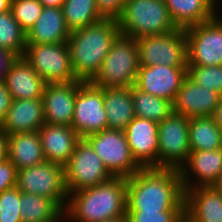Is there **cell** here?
I'll return each instance as SVG.
<instances>
[{
  "label": "cell",
  "mask_w": 222,
  "mask_h": 222,
  "mask_svg": "<svg viewBox=\"0 0 222 222\" xmlns=\"http://www.w3.org/2000/svg\"><path fill=\"white\" fill-rule=\"evenodd\" d=\"M69 198L64 212L69 221L102 222L126 216V178L113 177L103 184L72 192Z\"/></svg>",
  "instance_id": "obj_3"
},
{
  "label": "cell",
  "mask_w": 222,
  "mask_h": 222,
  "mask_svg": "<svg viewBox=\"0 0 222 222\" xmlns=\"http://www.w3.org/2000/svg\"><path fill=\"white\" fill-rule=\"evenodd\" d=\"M185 192L187 222H222V194L213 186H199Z\"/></svg>",
  "instance_id": "obj_20"
},
{
  "label": "cell",
  "mask_w": 222,
  "mask_h": 222,
  "mask_svg": "<svg viewBox=\"0 0 222 222\" xmlns=\"http://www.w3.org/2000/svg\"><path fill=\"white\" fill-rule=\"evenodd\" d=\"M188 164V165H187ZM189 167V169H187ZM188 170L191 175L199 178L197 184L190 182ZM222 171V148L207 151H190L189 157L179 169L184 190L199 186H213ZM192 183L194 185H192Z\"/></svg>",
  "instance_id": "obj_18"
},
{
  "label": "cell",
  "mask_w": 222,
  "mask_h": 222,
  "mask_svg": "<svg viewBox=\"0 0 222 222\" xmlns=\"http://www.w3.org/2000/svg\"><path fill=\"white\" fill-rule=\"evenodd\" d=\"M26 32L11 11L0 14V48L23 57L26 50Z\"/></svg>",
  "instance_id": "obj_31"
},
{
  "label": "cell",
  "mask_w": 222,
  "mask_h": 222,
  "mask_svg": "<svg viewBox=\"0 0 222 222\" xmlns=\"http://www.w3.org/2000/svg\"><path fill=\"white\" fill-rule=\"evenodd\" d=\"M117 22L122 35L135 39L165 34L177 28L164 0H126Z\"/></svg>",
  "instance_id": "obj_4"
},
{
  "label": "cell",
  "mask_w": 222,
  "mask_h": 222,
  "mask_svg": "<svg viewBox=\"0 0 222 222\" xmlns=\"http://www.w3.org/2000/svg\"><path fill=\"white\" fill-rule=\"evenodd\" d=\"M46 161L65 166L73 154L80 136L71 126L45 123L38 130Z\"/></svg>",
  "instance_id": "obj_19"
},
{
  "label": "cell",
  "mask_w": 222,
  "mask_h": 222,
  "mask_svg": "<svg viewBox=\"0 0 222 222\" xmlns=\"http://www.w3.org/2000/svg\"><path fill=\"white\" fill-rule=\"evenodd\" d=\"M82 81L46 84L43 90L45 123L71 126L75 97Z\"/></svg>",
  "instance_id": "obj_16"
},
{
  "label": "cell",
  "mask_w": 222,
  "mask_h": 222,
  "mask_svg": "<svg viewBox=\"0 0 222 222\" xmlns=\"http://www.w3.org/2000/svg\"><path fill=\"white\" fill-rule=\"evenodd\" d=\"M17 170L7 158L0 161V193L16 187Z\"/></svg>",
  "instance_id": "obj_36"
},
{
  "label": "cell",
  "mask_w": 222,
  "mask_h": 222,
  "mask_svg": "<svg viewBox=\"0 0 222 222\" xmlns=\"http://www.w3.org/2000/svg\"><path fill=\"white\" fill-rule=\"evenodd\" d=\"M131 91L136 117L160 123L173 112L171 102L143 92L135 85L131 87Z\"/></svg>",
  "instance_id": "obj_29"
},
{
  "label": "cell",
  "mask_w": 222,
  "mask_h": 222,
  "mask_svg": "<svg viewBox=\"0 0 222 222\" xmlns=\"http://www.w3.org/2000/svg\"><path fill=\"white\" fill-rule=\"evenodd\" d=\"M12 100L13 99L7 89L6 83L4 81H0V125L6 118Z\"/></svg>",
  "instance_id": "obj_38"
},
{
  "label": "cell",
  "mask_w": 222,
  "mask_h": 222,
  "mask_svg": "<svg viewBox=\"0 0 222 222\" xmlns=\"http://www.w3.org/2000/svg\"><path fill=\"white\" fill-rule=\"evenodd\" d=\"M103 105V88L96 87L91 82L79 85L71 127L81 139L107 129V115Z\"/></svg>",
  "instance_id": "obj_13"
},
{
  "label": "cell",
  "mask_w": 222,
  "mask_h": 222,
  "mask_svg": "<svg viewBox=\"0 0 222 222\" xmlns=\"http://www.w3.org/2000/svg\"><path fill=\"white\" fill-rule=\"evenodd\" d=\"M187 76L197 85L222 96V65L187 66Z\"/></svg>",
  "instance_id": "obj_32"
},
{
  "label": "cell",
  "mask_w": 222,
  "mask_h": 222,
  "mask_svg": "<svg viewBox=\"0 0 222 222\" xmlns=\"http://www.w3.org/2000/svg\"><path fill=\"white\" fill-rule=\"evenodd\" d=\"M189 118L172 112L158 123L157 168L180 169L190 154Z\"/></svg>",
  "instance_id": "obj_11"
},
{
  "label": "cell",
  "mask_w": 222,
  "mask_h": 222,
  "mask_svg": "<svg viewBox=\"0 0 222 222\" xmlns=\"http://www.w3.org/2000/svg\"><path fill=\"white\" fill-rule=\"evenodd\" d=\"M8 158V134L0 127V161Z\"/></svg>",
  "instance_id": "obj_40"
},
{
  "label": "cell",
  "mask_w": 222,
  "mask_h": 222,
  "mask_svg": "<svg viewBox=\"0 0 222 222\" xmlns=\"http://www.w3.org/2000/svg\"><path fill=\"white\" fill-rule=\"evenodd\" d=\"M188 66L222 65V18L212 19L185 29Z\"/></svg>",
  "instance_id": "obj_12"
},
{
  "label": "cell",
  "mask_w": 222,
  "mask_h": 222,
  "mask_svg": "<svg viewBox=\"0 0 222 222\" xmlns=\"http://www.w3.org/2000/svg\"><path fill=\"white\" fill-rule=\"evenodd\" d=\"M190 151H207L222 148V129L212 116L189 118Z\"/></svg>",
  "instance_id": "obj_28"
},
{
  "label": "cell",
  "mask_w": 222,
  "mask_h": 222,
  "mask_svg": "<svg viewBox=\"0 0 222 222\" xmlns=\"http://www.w3.org/2000/svg\"><path fill=\"white\" fill-rule=\"evenodd\" d=\"M45 124L43 99H13L0 127L8 134L38 131Z\"/></svg>",
  "instance_id": "obj_21"
},
{
  "label": "cell",
  "mask_w": 222,
  "mask_h": 222,
  "mask_svg": "<svg viewBox=\"0 0 222 222\" xmlns=\"http://www.w3.org/2000/svg\"><path fill=\"white\" fill-rule=\"evenodd\" d=\"M102 222H128V220H127V216H121L118 218H113V219L105 220Z\"/></svg>",
  "instance_id": "obj_45"
},
{
  "label": "cell",
  "mask_w": 222,
  "mask_h": 222,
  "mask_svg": "<svg viewBox=\"0 0 222 222\" xmlns=\"http://www.w3.org/2000/svg\"><path fill=\"white\" fill-rule=\"evenodd\" d=\"M20 190L17 187L0 193V222H22Z\"/></svg>",
  "instance_id": "obj_34"
},
{
  "label": "cell",
  "mask_w": 222,
  "mask_h": 222,
  "mask_svg": "<svg viewBox=\"0 0 222 222\" xmlns=\"http://www.w3.org/2000/svg\"><path fill=\"white\" fill-rule=\"evenodd\" d=\"M11 8V0H0V14L9 12Z\"/></svg>",
  "instance_id": "obj_43"
},
{
  "label": "cell",
  "mask_w": 222,
  "mask_h": 222,
  "mask_svg": "<svg viewBox=\"0 0 222 222\" xmlns=\"http://www.w3.org/2000/svg\"><path fill=\"white\" fill-rule=\"evenodd\" d=\"M115 19H102L70 32L67 45L70 63L77 80L91 82L98 74L104 58L120 35Z\"/></svg>",
  "instance_id": "obj_2"
},
{
  "label": "cell",
  "mask_w": 222,
  "mask_h": 222,
  "mask_svg": "<svg viewBox=\"0 0 222 222\" xmlns=\"http://www.w3.org/2000/svg\"><path fill=\"white\" fill-rule=\"evenodd\" d=\"M64 173L69 196L72 192L103 184L113 178L85 139L76 144L70 161L64 166Z\"/></svg>",
  "instance_id": "obj_7"
},
{
  "label": "cell",
  "mask_w": 222,
  "mask_h": 222,
  "mask_svg": "<svg viewBox=\"0 0 222 222\" xmlns=\"http://www.w3.org/2000/svg\"><path fill=\"white\" fill-rule=\"evenodd\" d=\"M213 187L222 194V171L219 174L218 180L214 183Z\"/></svg>",
  "instance_id": "obj_44"
},
{
  "label": "cell",
  "mask_w": 222,
  "mask_h": 222,
  "mask_svg": "<svg viewBox=\"0 0 222 222\" xmlns=\"http://www.w3.org/2000/svg\"><path fill=\"white\" fill-rule=\"evenodd\" d=\"M170 17L180 29L204 23L217 12L207 0H164Z\"/></svg>",
  "instance_id": "obj_26"
},
{
  "label": "cell",
  "mask_w": 222,
  "mask_h": 222,
  "mask_svg": "<svg viewBox=\"0 0 222 222\" xmlns=\"http://www.w3.org/2000/svg\"><path fill=\"white\" fill-rule=\"evenodd\" d=\"M131 154L141 168H157L158 123L135 117L124 129Z\"/></svg>",
  "instance_id": "obj_15"
},
{
  "label": "cell",
  "mask_w": 222,
  "mask_h": 222,
  "mask_svg": "<svg viewBox=\"0 0 222 222\" xmlns=\"http://www.w3.org/2000/svg\"><path fill=\"white\" fill-rule=\"evenodd\" d=\"M22 222H60L64 210L51 198L20 191Z\"/></svg>",
  "instance_id": "obj_27"
},
{
  "label": "cell",
  "mask_w": 222,
  "mask_h": 222,
  "mask_svg": "<svg viewBox=\"0 0 222 222\" xmlns=\"http://www.w3.org/2000/svg\"><path fill=\"white\" fill-rule=\"evenodd\" d=\"M139 66L136 39L120 34L91 83L99 88L132 87L135 84Z\"/></svg>",
  "instance_id": "obj_5"
},
{
  "label": "cell",
  "mask_w": 222,
  "mask_h": 222,
  "mask_svg": "<svg viewBox=\"0 0 222 222\" xmlns=\"http://www.w3.org/2000/svg\"><path fill=\"white\" fill-rule=\"evenodd\" d=\"M214 122L222 129V96H220L218 105L212 115Z\"/></svg>",
  "instance_id": "obj_41"
},
{
  "label": "cell",
  "mask_w": 222,
  "mask_h": 222,
  "mask_svg": "<svg viewBox=\"0 0 222 222\" xmlns=\"http://www.w3.org/2000/svg\"><path fill=\"white\" fill-rule=\"evenodd\" d=\"M220 95L197 85L188 76L181 84L173 102V112L187 118L212 116Z\"/></svg>",
  "instance_id": "obj_17"
},
{
  "label": "cell",
  "mask_w": 222,
  "mask_h": 222,
  "mask_svg": "<svg viewBox=\"0 0 222 222\" xmlns=\"http://www.w3.org/2000/svg\"><path fill=\"white\" fill-rule=\"evenodd\" d=\"M70 32L66 25L62 8L43 7L41 15L26 33V43H67Z\"/></svg>",
  "instance_id": "obj_22"
},
{
  "label": "cell",
  "mask_w": 222,
  "mask_h": 222,
  "mask_svg": "<svg viewBox=\"0 0 222 222\" xmlns=\"http://www.w3.org/2000/svg\"><path fill=\"white\" fill-rule=\"evenodd\" d=\"M214 8H216V0H207Z\"/></svg>",
  "instance_id": "obj_46"
},
{
  "label": "cell",
  "mask_w": 222,
  "mask_h": 222,
  "mask_svg": "<svg viewBox=\"0 0 222 222\" xmlns=\"http://www.w3.org/2000/svg\"><path fill=\"white\" fill-rule=\"evenodd\" d=\"M17 58L16 54L0 48V81H5L6 74Z\"/></svg>",
  "instance_id": "obj_39"
},
{
  "label": "cell",
  "mask_w": 222,
  "mask_h": 222,
  "mask_svg": "<svg viewBox=\"0 0 222 222\" xmlns=\"http://www.w3.org/2000/svg\"><path fill=\"white\" fill-rule=\"evenodd\" d=\"M127 212L185 211L180 172L172 168H141L126 178Z\"/></svg>",
  "instance_id": "obj_1"
},
{
  "label": "cell",
  "mask_w": 222,
  "mask_h": 222,
  "mask_svg": "<svg viewBox=\"0 0 222 222\" xmlns=\"http://www.w3.org/2000/svg\"><path fill=\"white\" fill-rule=\"evenodd\" d=\"M4 82L12 99L42 98L46 85L24 57H18L11 65Z\"/></svg>",
  "instance_id": "obj_23"
},
{
  "label": "cell",
  "mask_w": 222,
  "mask_h": 222,
  "mask_svg": "<svg viewBox=\"0 0 222 222\" xmlns=\"http://www.w3.org/2000/svg\"><path fill=\"white\" fill-rule=\"evenodd\" d=\"M43 7L62 8L64 0H38Z\"/></svg>",
  "instance_id": "obj_42"
},
{
  "label": "cell",
  "mask_w": 222,
  "mask_h": 222,
  "mask_svg": "<svg viewBox=\"0 0 222 222\" xmlns=\"http://www.w3.org/2000/svg\"><path fill=\"white\" fill-rule=\"evenodd\" d=\"M42 10L43 6L38 0H11L10 11L26 33L35 24Z\"/></svg>",
  "instance_id": "obj_33"
},
{
  "label": "cell",
  "mask_w": 222,
  "mask_h": 222,
  "mask_svg": "<svg viewBox=\"0 0 222 222\" xmlns=\"http://www.w3.org/2000/svg\"><path fill=\"white\" fill-rule=\"evenodd\" d=\"M23 57L46 84L77 81L67 43L27 44Z\"/></svg>",
  "instance_id": "obj_10"
},
{
  "label": "cell",
  "mask_w": 222,
  "mask_h": 222,
  "mask_svg": "<svg viewBox=\"0 0 222 222\" xmlns=\"http://www.w3.org/2000/svg\"><path fill=\"white\" fill-rule=\"evenodd\" d=\"M107 129L124 131L136 117L131 87L103 88Z\"/></svg>",
  "instance_id": "obj_24"
},
{
  "label": "cell",
  "mask_w": 222,
  "mask_h": 222,
  "mask_svg": "<svg viewBox=\"0 0 222 222\" xmlns=\"http://www.w3.org/2000/svg\"><path fill=\"white\" fill-rule=\"evenodd\" d=\"M128 222H184L185 211L126 212Z\"/></svg>",
  "instance_id": "obj_35"
},
{
  "label": "cell",
  "mask_w": 222,
  "mask_h": 222,
  "mask_svg": "<svg viewBox=\"0 0 222 222\" xmlns=\"http://www.w3.org/2000/svg\"><path fill=\"white\" fill-rule=\"evenodd\" d=\"M16 187L29 194L53 199L64 211L69 198L65 184L64 166L44 161L17 171ZM66 206H65V204Z\"/></svg>",
  "instance_id": "obj_6"
},
{
  "label": "cell",
  "mask_w": 222,
  "mask_h": 222,
  "mask_svg": "<svg viewBox=\"0 0 222 222\" xmlns=\"http://www.w3.org/2000/svg\"><path fill=\"white\" fill-rule=\"evenodd\" d=\"M85 140L113 177L128 178L141 169L131 154L124 131L105 129Z\"/></svg>",
  "instance_id": "obj_9"
},
{
  "label": "cell",
  "mask_w": 222,
  "mask_h": 222,
  "mask_svg": "<svg viewBox=\"0 0 222 222\" xmlns=\"http://www.w3.org/2000/svg\"><path fill=\"white\" fill-rule=\"evenodd\" d=\"M63 15L70 31L84 28L104 19L96 4V0H64Z\"/></svg>",
  "instance_id": "obj_30"
},
{
  "label": "cell",
  "mask_w": 222,
  "mask_h": 222,
  "mask_svg": "<svg viewBox=\"0 0 222 222\" xmlns=\"http://www.w3.org/2000/svg\"><path fill=\"white\" fill-rule=\"evenodd\" d=\"M140 65L188 66L185 29L136 39Z\"/></svg>",
  "instance_id": "obj_8"
},
{
  "label": "cell",
  "mask_w": 222,
  "mask_h": 222,
  "mask_svg": "<svg viewBox=\"0 0 222 222\" xmlns=\"http://www.w3.org/2000/svg\"><path fill=\"white\" fill-rule=\"evenodd\" d=\"M187 77V66L140 65L135 86L143 92L173 104L181 84Z\"/></svg>",
  "instance_id": "obj_14"
},
{
  "label": "cell",
  "mask_w": 222,
  "mask_h": 222,
  "mask_svg": "<svg viewBox=\"0 0 222 222\" xmlns=\"http://www.w3.org/2000/svg\"><path fill=\"white\" fill-rule=\"evenodd\" d=\"M126 0H96L98 11L104 19L117 20L122 11Z\"/></svg>",
  "instance_id": "obj_37"
},
{
  "label": "cell",
  "mask_w": 222,
  "mask_h": 222,
  "mask_svg": "<svg viewBox=\"0 0 222 222\" xmlns=\"http://www.w3.org/2000/svg\"><path fill=\"white\" fill-rule=\"evenodd\" d=\"M8 159L17 171L46 161L38 131L8 135Z\"/></svg>",
  "instance_id": "obj_25"
}]
</instances>
